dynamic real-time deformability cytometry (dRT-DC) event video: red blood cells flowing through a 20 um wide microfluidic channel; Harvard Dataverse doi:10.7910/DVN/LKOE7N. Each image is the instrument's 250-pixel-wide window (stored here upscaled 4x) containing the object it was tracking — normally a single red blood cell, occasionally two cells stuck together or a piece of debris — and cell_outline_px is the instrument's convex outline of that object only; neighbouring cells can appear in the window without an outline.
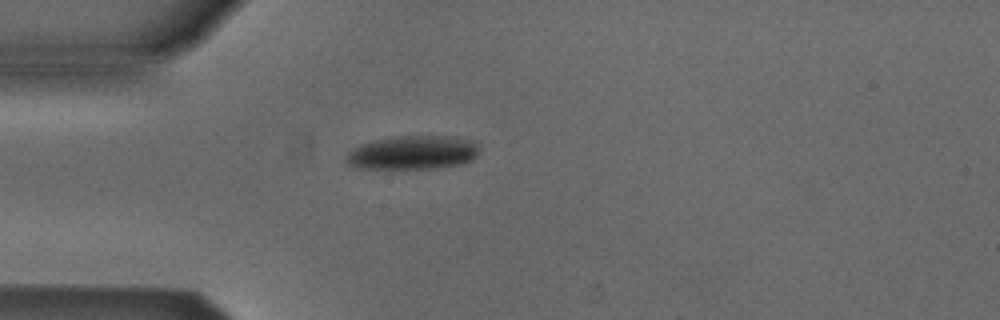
{"species": "Egyptian fruit bat (a non-hibernating species)", "species_latin": "Rousettus aegyptiacus", "temperature_condition": "cold", "stored_images_in_passage": 39, "camera_frame_rate_fps": 3000, "um_per_image_px": 0.085, "animal": {"sex": "male"}, "frame": {"image": 1, "passage_image": 1, "time_ms": 0.0, "image_size_px": [1000, 320], "cell_outline_px": [[476, 156], [472, 160], [464, 164], [436, 168], [388, 172], [352, 168], [344, 160], [344, 156], [348, 152], [360, 144], [372, 140], [392, 136], [452, 136], [468, 140], [476, 148]], "centroid_in_image_um": [34.91, 13.04], "position_along_channel_um": 50.1, "area_um2": 27.4}}
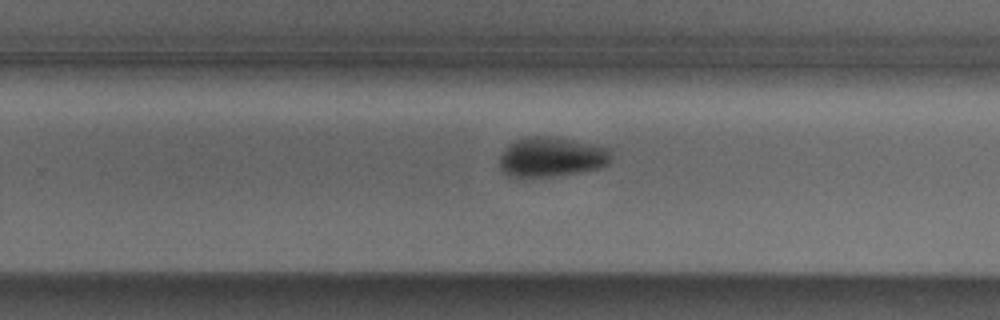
{"frame": {"image": 2, "passage_image": 20, "time_ms": 6.333, "image_size_px": [1000, 320], "cell_outline_px": [[612, 156], [608, 164], [604, 168], [556, 176], [524, 180], [508, 176], [500, 172], [500, 156], [508, 144], [516, 140], [532, 136], [556, 136], [612, 148]], "centroid_in_image_um": [46.88, 13.38], "position_along_channel_um": 282.9, "area_um2": 26.99}}
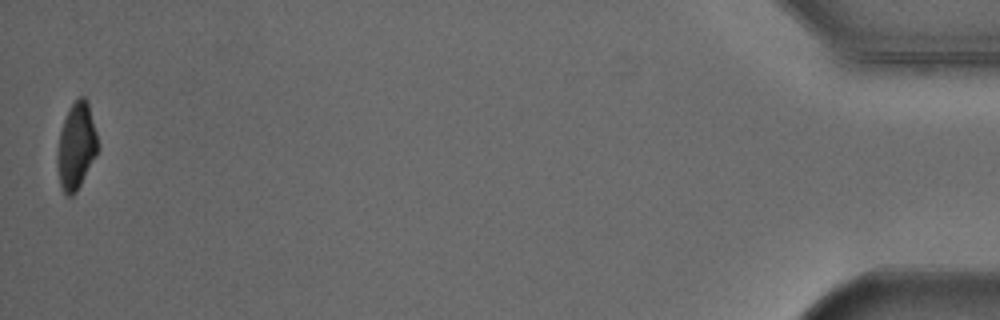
{"frame": {"image": 3, "passage_image": 39, "time_ms": 12.667, "image_size_px": [1000, 320], "cell_outline_px": [[96, 152], [76, 192], [72, 196], [68, 196], [64, 192], [60, 184], [56, 160], [56, 156], [60, 132], [64, 120], [72, 104], [80, 96], [84, 96], [88, 100], [96, 132]], "centroid_in_image_um": [6.45, 12.4], "position_along_channel_um": 428.7, "area_um2": 19.77}, "authors_computed_cell_mechanics": {"area_um2": 25.9522, "velocity_mm_per_s": 3.8597, "shape_relaxation_time_tau1_ms": 3.9886, "shape_relaxation_time_tau2_ms": null, "deformation_change_tau1": 0.116, "deformation_change_tau2": null}}